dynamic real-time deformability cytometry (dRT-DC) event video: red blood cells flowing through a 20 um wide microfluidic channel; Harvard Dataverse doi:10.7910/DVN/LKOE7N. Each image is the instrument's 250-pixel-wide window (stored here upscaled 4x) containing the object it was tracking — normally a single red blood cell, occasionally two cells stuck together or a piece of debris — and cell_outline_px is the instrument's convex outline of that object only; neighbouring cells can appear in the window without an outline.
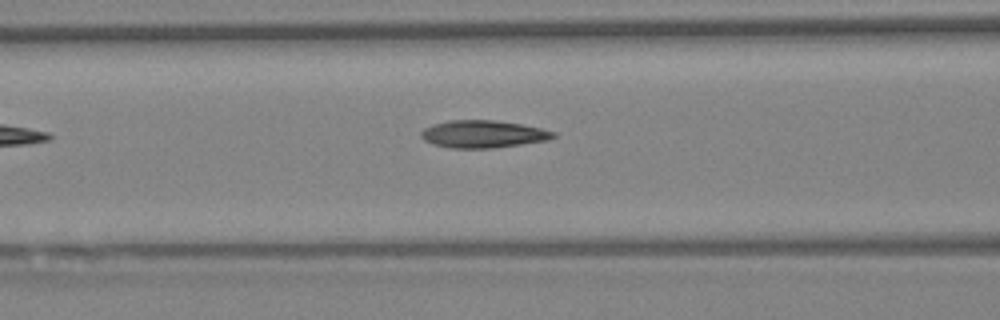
{"species": "Egyptian fruit bat (a non-hibernating species)", "species_latin": "Rousettus aegyptiacus", "temperature_condition": "warm", "stored_images_in_passage": 4, "camera_frame_rate_fps": 3000, "um_per_image_px": 0.085, "animal": {"sex": "female"}, "frame": {"image": 1, "passage_image": 4, "time_ms": 1.0, "image_size_px": [1000, 320], "cell_outline_px": [[556, 136], [548, 140], [492, 148], [448, 148], [432, 144], [424, 140], [420, 136], [420, 132], [424, 128], [432, 124], [448, 120], [492, 120], [520, 124], [540, 128], [556, 132]], "centroid_in_image_um": [41.01, 11.4], "position_along_channel_um": 125.6, "area_um2": 21.15}}